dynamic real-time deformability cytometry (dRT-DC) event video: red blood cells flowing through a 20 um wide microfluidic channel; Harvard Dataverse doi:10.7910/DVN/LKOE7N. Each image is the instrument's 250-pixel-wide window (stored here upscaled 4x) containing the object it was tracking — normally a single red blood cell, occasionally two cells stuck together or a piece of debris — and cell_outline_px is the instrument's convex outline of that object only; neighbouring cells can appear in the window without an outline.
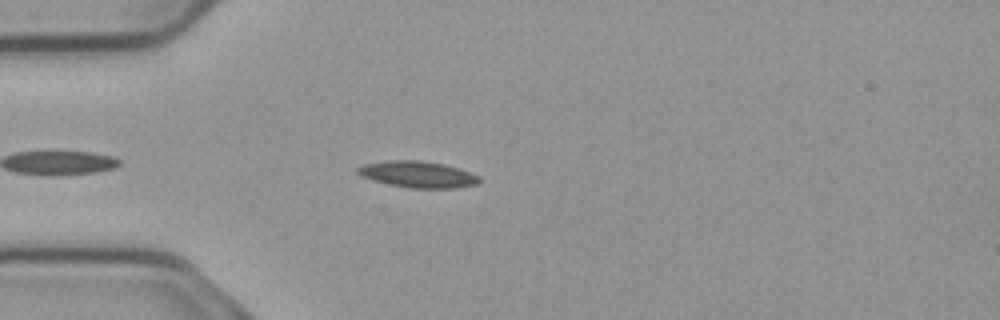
{"species": "common noctule bat (a hibernating species)", "species_latin": "Nyctalus noctula", "temperature_condition": "cold", "stored_images_in_passage": 10, "camera_frame_rate_fps": 3000, "um_per_image_px": 0.085, "animal": {"sex": "male", "body_mass_g": 23.1, "forearm_length_mm": 52.7}, "frame": {"image": 1, "passage_image": 5, "time_ms": 1.333, "image_size_px": [1000, 320], "cell_outline_px": [[480, 180], [476, 184], [456, 188], [408, 188], [388, 184], [372, 180], [360, 176], [356, 172], [356, 168], [364, 164], [388, 160], [420, 160], [444, 164], [480, 176]], "centroid_in_image_um": [35.46, 14.82], "position_along_channel_um": 49.5, "area_um2": 18.73}}
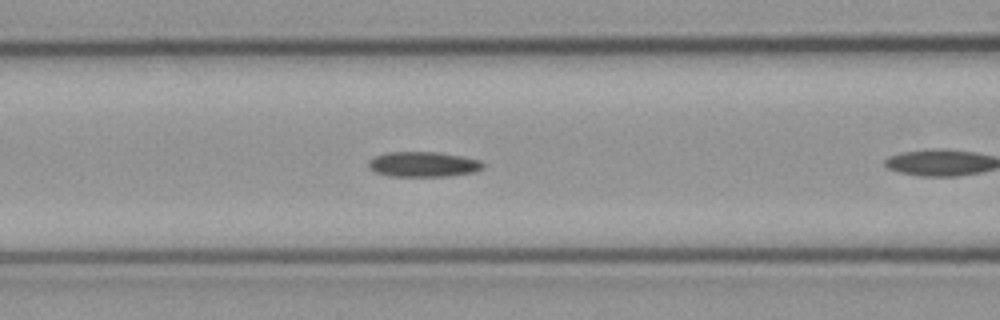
{"frame": {"image": 2, "passage_image": 9, "time_ms": 2.667, "image_size_px": [1000, 320], "cell_outline_px": [[484, 168], [472, 172], [448, 176], [388, 176], [376, 172], [368, 168], [368, 160], [384, 152], [436, 152], [460, 156], [480, 160], [484, 164]], "centroid_in_image_um": [35.94, 13.96], "position_along_channel_um": 130.7, "area_um2": 16.76}}